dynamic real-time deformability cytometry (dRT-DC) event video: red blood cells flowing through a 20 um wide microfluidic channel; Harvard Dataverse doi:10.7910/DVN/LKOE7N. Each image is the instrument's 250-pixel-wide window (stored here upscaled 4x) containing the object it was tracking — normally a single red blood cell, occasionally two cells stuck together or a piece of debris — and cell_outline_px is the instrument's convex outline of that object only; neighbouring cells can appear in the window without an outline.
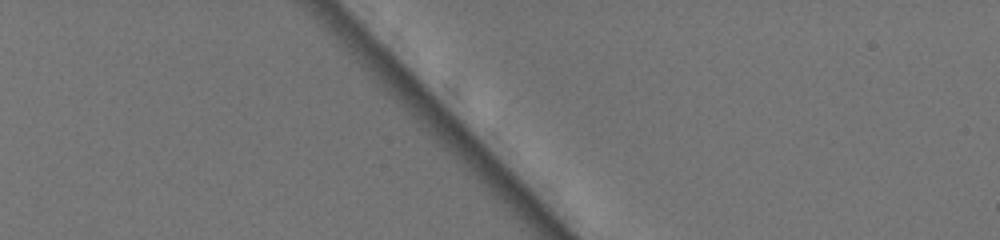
{"species": "common noctule bat (a hibernating species)", "species_latin": "Nyctalus noctula", "temperature_condition": "warm", "stored_images_in_passage": 4, "camera_frame_rate_fps": 3000, "um_per_image_px": 0.085, "animal": {"sex": "female", "body_mass_g": 19.5, "forearm_length_mm": 54.1}, "frame": {"image": 1, "passage_image": 3, "time_ms": 0.667, "image_size_px": [1000, 240], "cell_outline_px": [[596, 100], [588, 108], [528, 44], [524, 36], [564, 48], [580, 60], [596, 80]], "centroid_in_image_um": [48.23, 5.93], "position_along_channel_um": 36.8, "area_um2": 13.64}}